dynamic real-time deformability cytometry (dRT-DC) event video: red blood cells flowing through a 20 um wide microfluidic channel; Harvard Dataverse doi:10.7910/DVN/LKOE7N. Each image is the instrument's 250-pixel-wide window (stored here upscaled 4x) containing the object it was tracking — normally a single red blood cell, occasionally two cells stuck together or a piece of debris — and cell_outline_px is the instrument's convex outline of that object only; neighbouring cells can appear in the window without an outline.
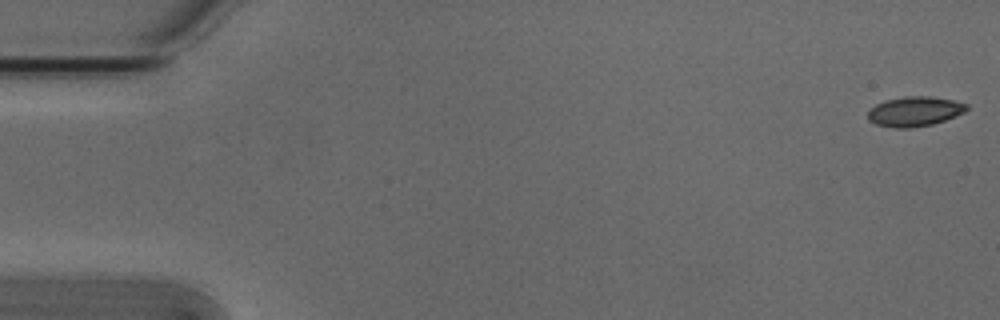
{"species": "Egyptian fruit bat (a non-hibernating species)", "species_latin": "Rousettus aegyptiacus", "temperature_condition": "cold", "stored_images_in_passage": 50, "camera_frame_rate_fps": 3000, "um_per_image_px": 0.085, "animal": {"sex": "male"}, "frame": {"image": 1, "passage_image": 1, "time_ms": 0.0, "image_size_px": [1000, 320], "cell_outline_px": [[968, 108], [964, 112], [956, 116], [932, 124], [912, 128], [896, 128], [876, 124], [868, 120], [868, 112], [876, 104], [884, 100], [904, 96], [928, 96], [952, 100], [968, 104]], "centroid_in_image_um": [77.74, 9.47], "position_along_channel_um": 7.3, "area_um2": 17.11}}
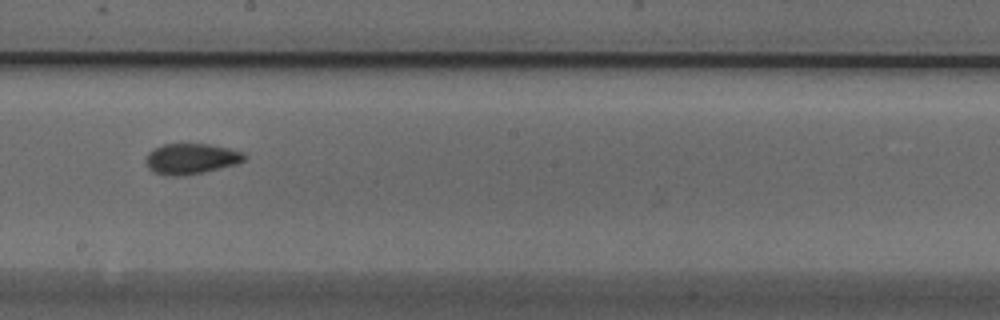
{"frame": {"image": 2, "passage_image": 30, "time_ms": 9.667, "image_size_px": [1000, 320], "cell_outline_px": [[248, 156], [244, 160], [236, 164], [200, 172], [180, 176], [168, 176], [152, 172], [148, 168], [148, 152], [152, 148], [164, 144], [208, 144], [228, 148], [244, 152]], "centroid_in_image_um": [16.24, 13.48], "position_along_channel_um": 232.0, "area_um2": 17.4}}
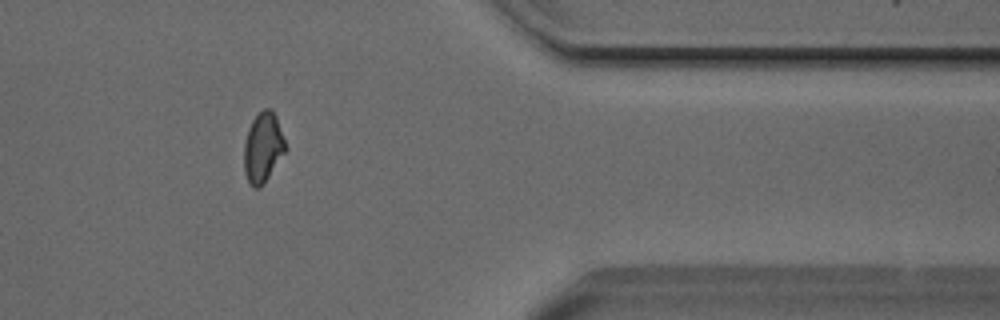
{"frame": {"image": 3, "passage_image": 44, "time_ms": 14.333, "image_size_px": [1000, 320], "cell_outline_px": [[288, 148], [264, 184], [260, 188], [252, 188], [244, 172], [244, 144], [248, 128], [252, 120], [264, 108], [272, 108], [276, 116]], "centroid_in_image_um": [22.36, 12.55], "position_along_channel_um": 389.0, "area_um2": 17.11}}